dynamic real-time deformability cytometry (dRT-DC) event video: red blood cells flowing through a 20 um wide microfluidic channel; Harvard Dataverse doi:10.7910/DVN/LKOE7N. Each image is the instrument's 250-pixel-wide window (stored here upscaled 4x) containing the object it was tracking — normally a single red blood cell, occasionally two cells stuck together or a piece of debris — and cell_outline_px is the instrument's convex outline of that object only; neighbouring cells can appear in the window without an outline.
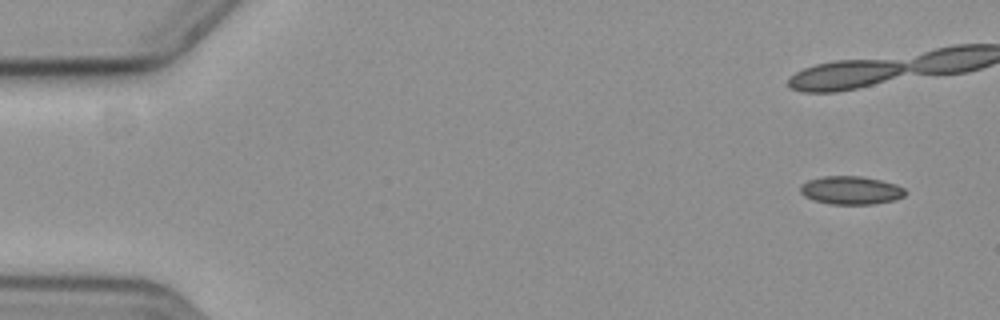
{"species": "common noctule bat (a hibernating species)", "species_latin": "Nyctalus noctula", "temperature_condition": "cold", "stored_images_in_passage": 30, "camera_frame_rate_fps": 3000, "um_per_image_px": 0.085, "animal": {"sex": "female", "body_mass_g": 19.3, "forearm_length_mm": 54.1}, "frame": {"image": 1, "passage_image": 1, "time_ms": 0.0, "image_size_px": [1000, 320], "cell_outline_px": [[908, 192], [904, 196], [896, 200], [872, 204], [828, 204], [804, 196], [800, 192], [800, 184], [808, 180], [824, 176], [860, 176], [880, 180], [896, 184], [904, 188]], "centroid_in_image_um": [72.35, 16.17], "position_along_channel_um": 12.7, "area_um2": 17.34}}